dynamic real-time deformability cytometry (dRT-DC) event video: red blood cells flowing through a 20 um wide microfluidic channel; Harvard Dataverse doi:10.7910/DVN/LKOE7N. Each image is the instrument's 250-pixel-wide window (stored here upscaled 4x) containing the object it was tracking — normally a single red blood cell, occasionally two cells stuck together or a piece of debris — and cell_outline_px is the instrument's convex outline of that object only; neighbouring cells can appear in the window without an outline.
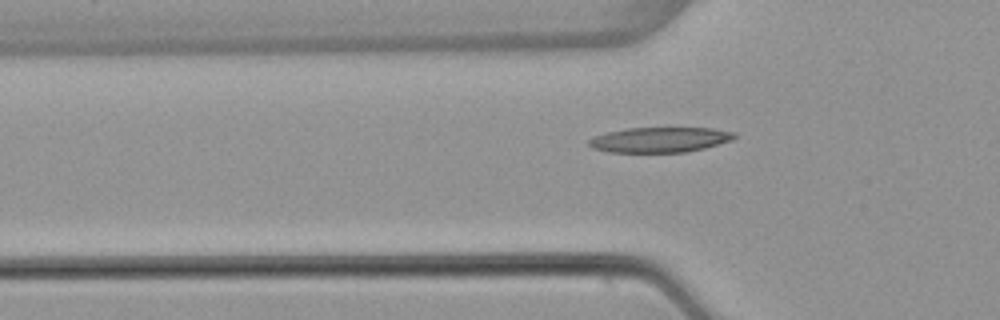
{"species": "common noctule bat (a hibernating species)", "species_latin": "Nyctalus noctula", "temperature_condition": "warm", "stored_images_in_passage": 39, "camera_frame_rate_fps": 3000, "um_per_image_px": 0.085, "animal": {"sex": "female", "body_mass_g": 22.7, "forearm_length_mm": 54.2}, "frame": {"image": 1, "passage_image": 8, "time_ms": 2.333, "image_size_px": [1000, 320], "cell_outline_px": [[736, 136], [732, 140], [704, 148], [684, 152], [608, 152], [592, 148], [588, 144], [588, 140], [596, 136], [608, 132], [628, 128], [712, 128], [736, 132]], "centroid_in_image_um": [56.1, 11.88], "position_along_channel_um": 69.7, "area_um2": 21.21}}
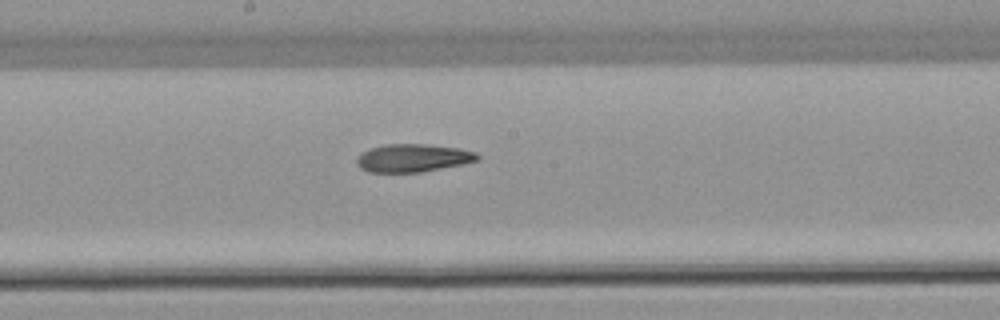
{"frame": {"image": 2, "passage_image": 19, "time_ms": 6.0, "image_size_px": [1000, 320], "cell_outline_px": [[480, 160], [464, 164], [420, 172], [368, 172], [360, 168], [356, 164], [356, 160], [360, 152], [384, 144], [424, 144], [456, 148], [476, 152], [480, 156]], "centroid_in_image_um": [35.09, 13.43], "position_along_channel_um": 213.1, "area_um2": 19.71}}
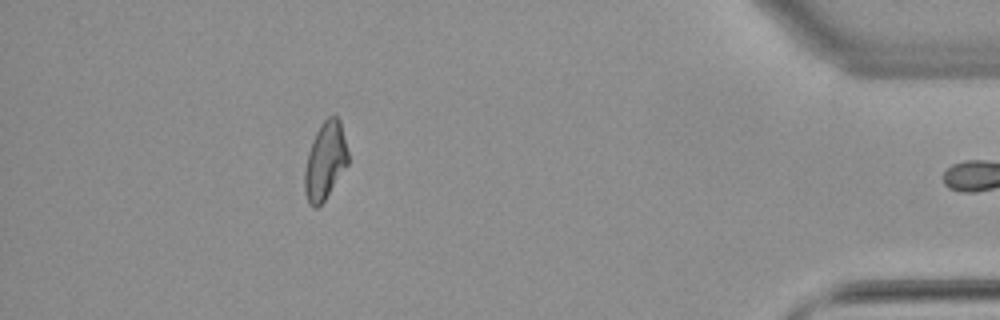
{"frame": {"image": 3, "passage_image": 38, "time_ms": 12.333, "image_size_px": [1000, 320], "cell_outline_px": [[348, 164], [324, 200], [316, 208], [312, 208], [308, 204], [304, 192], [304, 172], [308, 152], [312, 140], [320, 124], [328, 116], [336, 116], [340, 120], [348, 152]], "centroid_in_image_um": [27.62, 13.68], "position_along_channel_um": 407.6, "area_um2": 19.59}, "authors_computed_cell_mechanics": {"area_um2": 19.941, "velocity_mm_per_s": 3.9005, "shape_relaxation_time_tau1_ms": null, "shape_relaxation_time_tau2_ms": 7.0093, "deformation_change_tau1": null, "deformation_change_tau2": 0.1695}}